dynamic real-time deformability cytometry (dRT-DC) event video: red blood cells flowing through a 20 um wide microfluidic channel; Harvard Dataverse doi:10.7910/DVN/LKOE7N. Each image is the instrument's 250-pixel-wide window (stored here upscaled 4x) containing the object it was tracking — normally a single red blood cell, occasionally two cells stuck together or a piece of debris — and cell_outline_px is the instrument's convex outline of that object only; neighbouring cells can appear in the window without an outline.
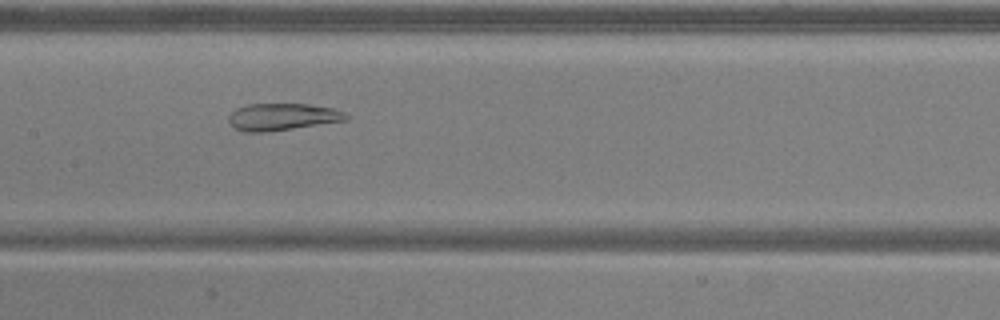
{"species": "common noctule bat (a hibernating species)", "species_latin": "Nyctalus noctula", "temperature_condition": "warm", "stored_images_in_passage": 50, "camera_frame_rate_fps": 3000, "um_per_image_px": 0.085, "animal": {"sex": "male", "body_mass_g": 20.5, "forearm_length_mm": 52.5}, "frame": {"image": 1, "passage_image": 23, "time_ms": 7.333, "image_size_px": [1000, 320], "cell_outline_px": [[348, 120], [268, 132], [244, 132], [236, 128], [228, 120], [228, 116], [236, 108], [248, 104], [308, 104], [332, 108], [344, 112], [348, 116]], "centroid_in_image_um": [24.0, 9.93], "position_along_channel_um": 183.4, "area_um2": 18.44}}
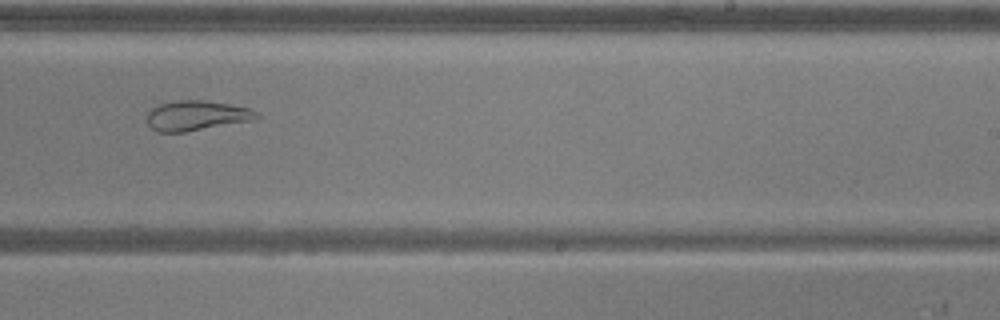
{"frame": {"image": 2, "passage_image": 30, "time_ms": 9.667, "image_size_px": [1000, 320], "cell_outline_px": [[260, 116], [256, 120], [184, 132], [156, 132], [148, 124], [144, 116], [152, 108], [160, 104], [176, 100], [204, 100], [228, 104], [248, 108], [256, 112]], "centroid_in_image_um": [16.67, 9.83], "position_along_channel_um": 272.3, "area_um2": 19.25}}
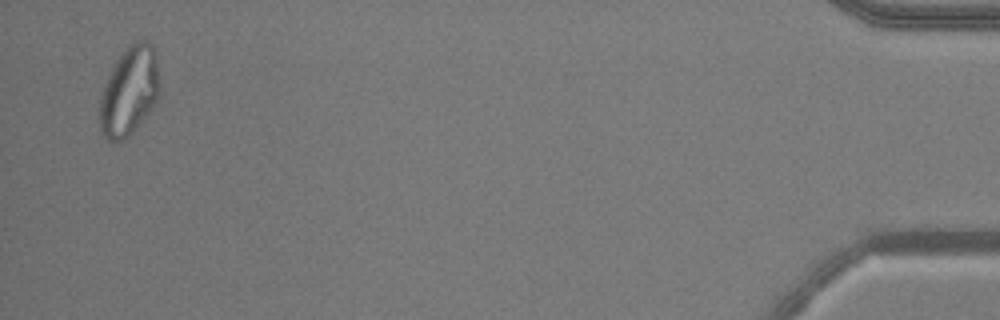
{"frame": {"image": 3, "passage_image": 49, "time_ms": 16.0, "image_size_px": [1000, 320], "cell_outline_px": [[160, 88], [156, 100], [144, 116], [128, 136], [124, 140], [108, 140], [100, 132], [100, 100], [104, 84], [116, 60], [124, 48], [128, 44], [136, 40], [148, 40], [152, 44], [156, 56], [160, 84]], "centroid_in_image_um": [10.98, 7.68], "position_along_channel_um": 424.2, "area_um2": 30.75}, "authors_computed_cell_mechanics": {"area_um2": 27.8018, "velocity_mm_per_s": 3.8254, "shape_relaxation_time_tau1_ms": null, "shape_relaxation_time_tau2_ms": 2.4554, "deformation_change_tau1": null, "deformation_change_tau2": 0.0819}}